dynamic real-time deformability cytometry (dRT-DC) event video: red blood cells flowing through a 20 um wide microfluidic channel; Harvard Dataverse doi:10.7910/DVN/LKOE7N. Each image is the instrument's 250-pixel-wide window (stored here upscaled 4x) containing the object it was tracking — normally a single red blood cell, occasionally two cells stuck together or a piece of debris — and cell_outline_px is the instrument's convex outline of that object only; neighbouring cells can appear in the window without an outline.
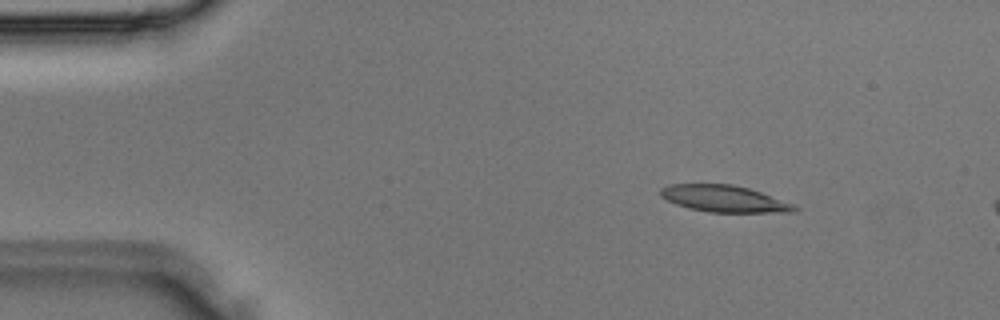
{"species": "Egyptian fruit bat (a non-hibernating species)", "species_latin": "Rousettus aegyptiacus", "temperature_condition": "room temperature", "stored_images_in_passage": 4, "camera_frame_rate_fps": 3000, "um_per_image_px": 0.085, "animal": {"sex": "male"}, "frame": {"image": 1, "passage_image": 2, "time_ms": 0.333, "image_size_px": [1000, 320], "cell_outline_px": [[800, 208], [796, 212], [708, 212], [688, 208], [676, 204], [660, 196], [660, 188], [668, 184], [732, 184], [748, 188], [760, 192], [792, 204]], "centroid_in_image_um": [61.52, 16.89], "position_along_channel_um": 23.5, "area_um2": 20.69}}